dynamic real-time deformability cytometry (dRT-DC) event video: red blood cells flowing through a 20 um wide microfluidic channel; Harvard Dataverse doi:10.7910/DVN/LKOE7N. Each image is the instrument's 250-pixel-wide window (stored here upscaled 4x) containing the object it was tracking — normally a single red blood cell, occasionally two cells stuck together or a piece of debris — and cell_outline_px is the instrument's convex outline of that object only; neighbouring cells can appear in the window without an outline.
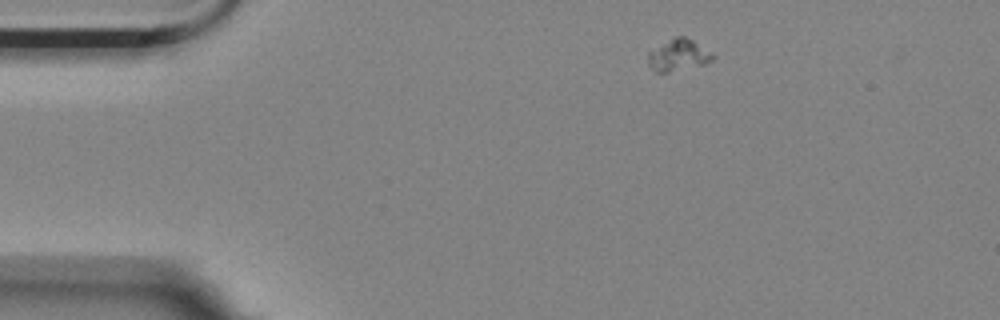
{"species": "Egyptian fruit bat (a non-hibernating species)", "species_latin": "Rousettus aegyptiacus", "temperature_condition": "room temperature", "stored_images_in_passage": 3, "camera_frame_rate_fps": 3000, "um_per_image_px": 0.085, "animal": {"sex": "female"}, "frame": {"image": 1, "passage_image": 1, "time_ms": 0.0, "image_size_px": [1000, 320], "cell_outline_px": [[716, 56], [712, 60], [704, 64], [668, 72], [656, 72], [648, 64], [648, 52], [676, 36], [684, 36], [692, 40], [712, 52]], "centroid_in_image_um": [57.67, 4.69], "position_along_channel_um": 27.3, "area_um2": 11.73}}